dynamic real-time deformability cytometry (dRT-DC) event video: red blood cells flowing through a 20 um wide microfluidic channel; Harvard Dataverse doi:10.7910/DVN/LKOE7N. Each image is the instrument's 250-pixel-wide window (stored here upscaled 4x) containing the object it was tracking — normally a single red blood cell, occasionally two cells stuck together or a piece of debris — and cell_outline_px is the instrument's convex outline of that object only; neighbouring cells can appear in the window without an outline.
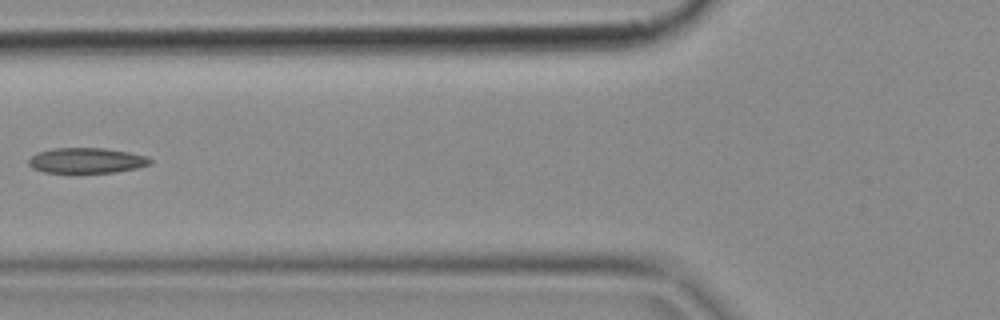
{"species": "common noctule bat (a hibernating species)", "species_latin": "Nyctalus noctula", "temperature_condition": "cold", "stored_images_in_passage": 6, "camera_frame_rate_fps": 3000, "um_per_image_px": 0.085, "animal": {"sex": "female", "body_mass_g": 18.4}, "frame": {"image": 1, "passage_image": 6, "time_ms": 1.667, "image_size_px": [1000, 320], "cell_outline_px": [[152, 164], [136, 168], [116, 172], [72, 176], [44, 172], [32, 168], [28, 164], [28, 160], [36, 152], [52, 148], [104, 148], [128, 152], [148, 156], [152, 160]], "centroid_in_image_um": [7.32, 13.69], "position_along_channel_um": 118.5, "area_um2": 19.02}}